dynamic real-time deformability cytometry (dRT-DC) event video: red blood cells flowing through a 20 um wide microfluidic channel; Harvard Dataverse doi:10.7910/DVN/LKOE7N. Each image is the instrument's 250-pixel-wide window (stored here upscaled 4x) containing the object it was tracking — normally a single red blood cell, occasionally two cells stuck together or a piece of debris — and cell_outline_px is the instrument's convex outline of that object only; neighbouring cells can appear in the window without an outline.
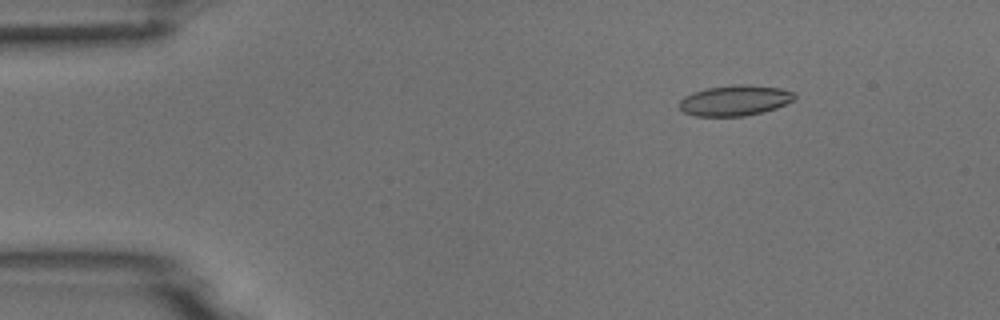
{"species": "common noctule bat (a hibernating species)", "species_latin": "Nyctalus noctula", "temperature_condition": "room temperature", "stored_images_in_passage": 54, "camera_frame_rate_fps": 3000, "um_per_image_px": 0.085, "animal": {"sex": "male", "body_mass_g": 18.8}, "frame": {"image": 1, "passage_image": 8, "time_ms": 2.333, "image_size_px": [1000, 320], "cell_outline_px": [[796, 96], [792, 100], [776, 108], [764, 112], [744, 116], [696, 116], [684, 112], [680, 108], [680, 100], [684, 96], [692, 92], [704, 88], [732, 84], [748, 84], [780, 88], [796, 92]], "centroid_in_image_um": [62.46, 8.52], "position_along_channel_um": 22.5, "area_um2": 20.69}}
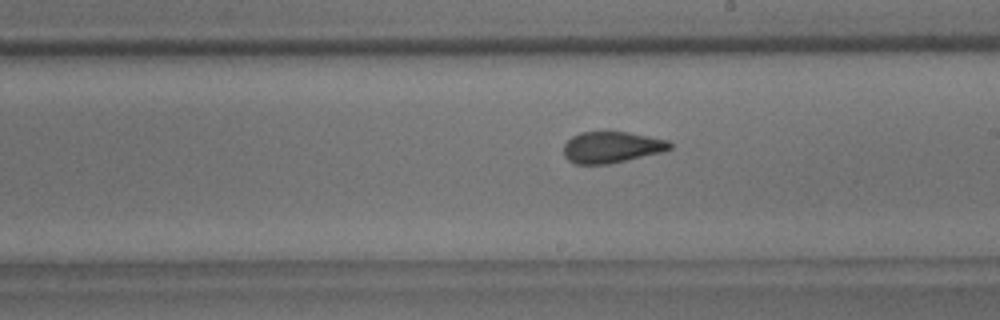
{"frame": {"image": 2, "passage_image": 31, "time_ms": 10.0, "image_size_px": [1000, 320], "cell_outline_px": [[672, 148], [664, 152], [608, 164], [576, 164], [568, 160], [564, 156], [564, 144], [572, 136], [580, 132], [604, 128], [608, 128], [668, 140], [672, 144]], "centroid_in_image_um": [51.98, 12.46], "position_along_channel_um": 237.0, "area_um2": 20.17}}
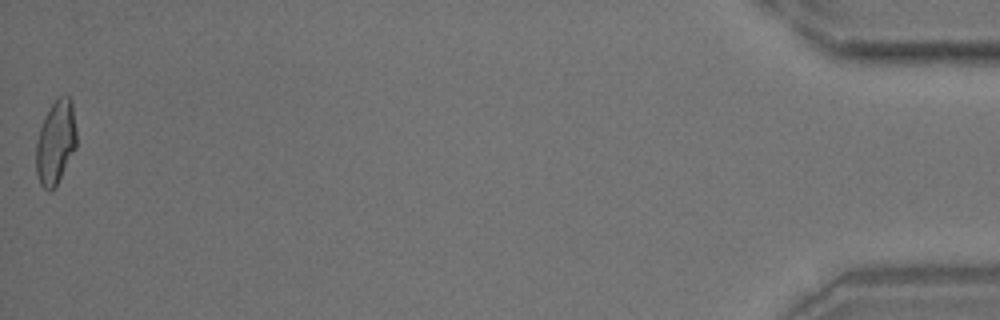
{"frame": {"image": 3, "passage_image": 54, "time_ms": 17.667, "image_size_px": [1000, 320], "cell_outline_px": [[76, 148], [56, 188], [52, 192], [48, 192], [40, 184], [36, 172], [36, 140], [44, 116], [52, 104], [60, 96], [68, 96], [72, 100], [76, 128]], "centroid_in_image_um": [4.73, 12.15], "position_along_channel_um": 430.5, "area_um2": 20.11}}